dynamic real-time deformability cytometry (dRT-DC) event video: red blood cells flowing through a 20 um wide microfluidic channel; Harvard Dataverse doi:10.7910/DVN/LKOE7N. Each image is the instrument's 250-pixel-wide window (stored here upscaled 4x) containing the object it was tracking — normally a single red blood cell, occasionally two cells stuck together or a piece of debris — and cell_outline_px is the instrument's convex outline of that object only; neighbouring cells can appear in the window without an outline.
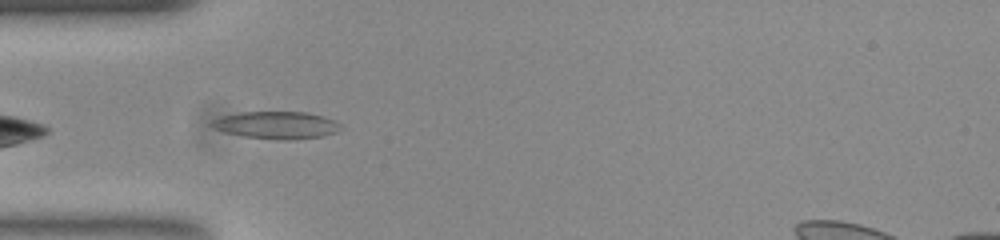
{"species": "common noctule bat (a hibernating species)", "species_latin": "Nyctalus noctula", "temperature_condition": "room temperature", "stored_images_in_passage": 37, "camera_frame_rate_fps": 3000, "um_per_image_px": 0.085, "animal": {"sex": "female", "body_mass_g": 23.0, "forearm_length_mm": 53.4}, "frame": {"image": 1, "passage_image": 3, "time_ms": 0.667, "image_size_px": [1000, 240], "cell_outline_px": [[344, 128], [336, 132], [324, 136], [288, 140], [284, 140], [244, 136], [224, 132], [212, 128], [208, 124], [212, 120], [224, 116], [240, 112], [304, 112], [320, 116], [332, 120], [340, 124]], "centroid_in_image_um": [23.48, 10.64], "position_along_channel_um": 61.5, "area_um2": 20.4}}
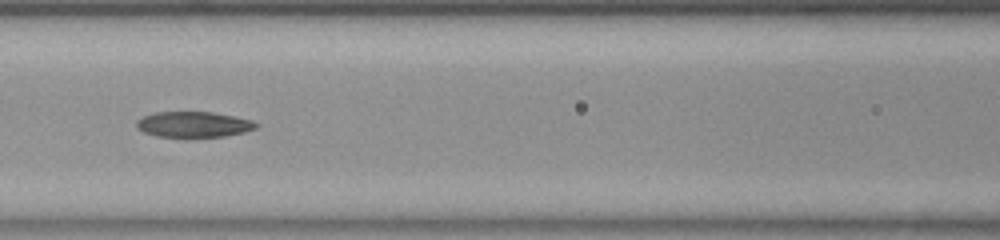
{"frame": {"image": 2, "passage_image": 10, "time_ms": 3.0, "image_size_px": [1000, 240], "cell_outline_px": [[256, 128], [244, 132], [224, 136], [156, 136], [144, 132], [136, 128], [136, 120], [144, 116], [156, 112], [212, 112], [252, 120], [256, 124]], "centroid_in_image_um": [16.41, 10.56], "position_along_channel_um": 150.2, "area_um2": 17.51}}
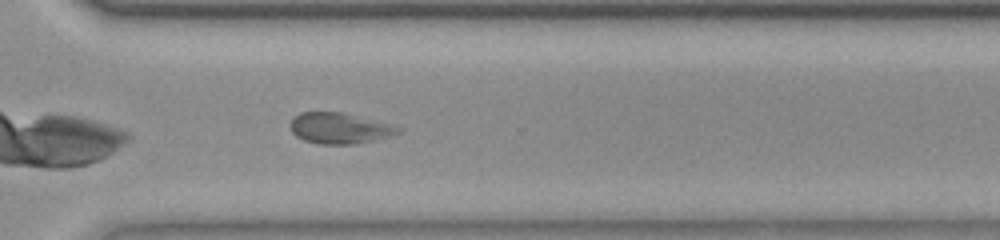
{"frame": {"image": 3, "passage_image": 25, "time_ms": 8.0, "image_size_px": [1000, 240], "cell_outline_px": [[404, 128], [400, 132], [388, 136], [356, 144], [320, 144], [304, 140], [296, 136], [292, 132], [288, 124], [292, 116], [300, 112], [344, 112], [392, 124]], "centroid_in_image_um": [28.83, 10.88], "position_along_channel_um": 341.8, "area_um2": 19.65}, "authors_computed_cell_mechanics": {"area_um2": 18.6116, "velocity_mm_per_s": 3.8431, "shape_relaxation_time_tau1_ms": null, "shape_relaxation_time_tau2_ms": 3.0077, "deformation_change_tau1": null, "deformation_change_tau2": 0.0964}}